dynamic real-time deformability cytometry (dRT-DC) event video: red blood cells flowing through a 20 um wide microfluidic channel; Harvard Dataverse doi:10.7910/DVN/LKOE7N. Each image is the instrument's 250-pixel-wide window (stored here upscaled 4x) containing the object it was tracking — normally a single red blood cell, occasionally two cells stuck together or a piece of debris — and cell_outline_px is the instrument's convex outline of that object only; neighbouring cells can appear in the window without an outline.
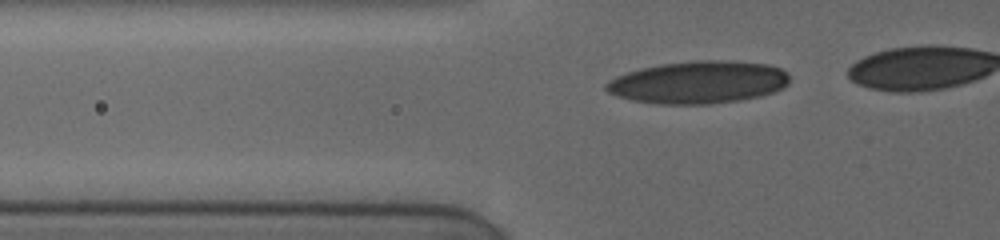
{"species": "human", "species_latin": "Homo sapiens", "temperature_condition": "cold", "stored_images_in_passage": 13, "camera_frame_rate_fps": 3000, "um_per_image_px": 0.085, "donor": {"sex": "female"}, "frame": {"image": 1, "passage_image": 7, "time_ms": 1.667, "image_size_px": [1000, 240], "cell_outline_px": [[788, 84], [784, 88], [760, 96], [740, 100], [712, 104], [656, 104], [632, 100], [616, 96], [608, 92], [604, 88], [604, 84], [608, 80], [616, 76], [640, 68], [660, 64], [692, 60], [724, 60], [768, 64], [780, 68], [788, 72]], "centroid_in_image_um": [59.34, 6.99], "position_along_channel_um": 66.5, "area_um2": 45.78}}